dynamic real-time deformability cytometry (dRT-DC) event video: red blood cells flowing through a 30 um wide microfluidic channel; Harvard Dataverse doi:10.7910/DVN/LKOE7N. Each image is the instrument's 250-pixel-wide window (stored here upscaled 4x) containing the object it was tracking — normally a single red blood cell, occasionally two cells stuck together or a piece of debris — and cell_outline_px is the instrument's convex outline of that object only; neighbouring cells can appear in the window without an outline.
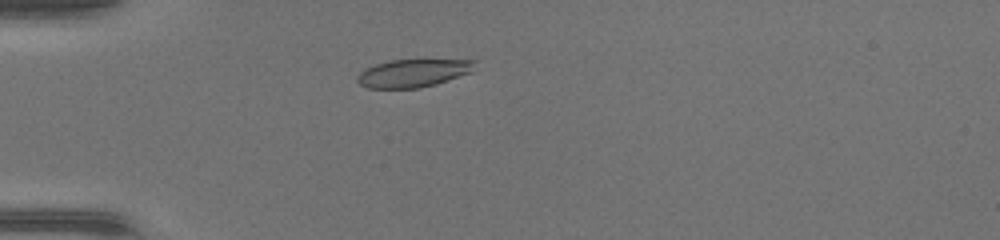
{"species": "common noctule bat (a hibernating species)", "species_latin": "Nyctalus noctula", "temperature_condition": "warm", "stored_images_in_passage": 35, "camera_frame_rate_fps": 3000, "um_per_image_px": 0.085, "animal": {"sex": "female", "body_mass_g": 17.0, "forearm_length_mm": 48.0}, "frame": {"image": 1, "passage_image": 1, "time_ms": 0.0, "image_size_px": [1000, 240], "cell_outline_px": [[476, 60], [472, 72], [436, 84], [420, 88], [368, 88], [360, 84], [356, 80], [356, 76], [364, 68], [376, 64], [392, 60]], "centroid_in_image_um": [35.09, 6.22], "position_along_channel_um": 49.9, "area_um2": 19.07}}
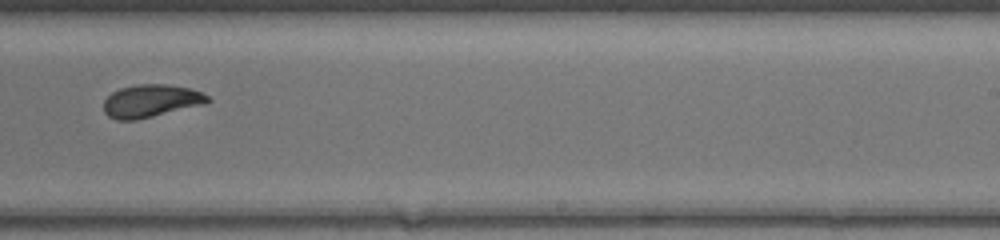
{"frame": {"image": 2, "passage_image": 18, "time_ms": 5.667, "image_size_px": [1000, 240], "cell_outline_px": [[212, 100], [204, 104], [136, 120], [116, 120], [108, 116], [104, 112], [104, 100], [112, 92], [120, 88], [136, 84], [168, 84], [192, 88], [208, 96]], "centroid_in_image_um": [12.82, 8.57], "position_along_channel_um": 276.2, "area_um2": 19.88}}
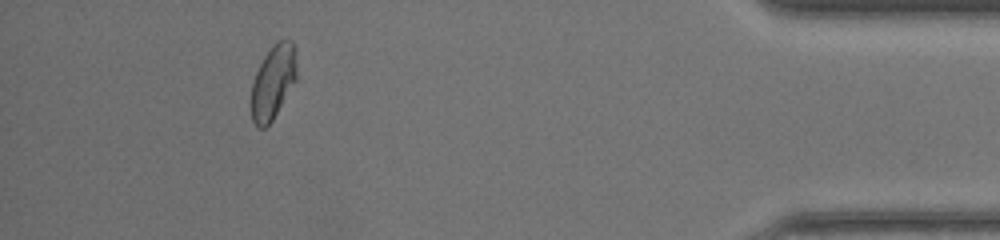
{"frame": {"image": 3, "passage_image": 31, "time_ms": 10.0, "image_size_px": [1000, 240], "cell_outline_px": [[296, 80], [272, 120], [264, 128], [260, 128], [252, 120], [252, 80], [264, 56], [272, 44], [280, 40], [292, 40], [296, 48]], "centroid_in_image_um": [23.23, 6.92], "position_along_channel_um": 412.0, "area_um2": 19.42}, "authors_computed_cell_mechanics": {"area_um2": 20.1722, "velocity_mm_per_s": 4.3606, "shape_relaxation_time_tau1_ms": 4.7268, "shape_relaxation_time_tau2_ms": 1.1038, "deformation_change_tau1": 0.167, "deformation_change_tau2": 0.0476}}